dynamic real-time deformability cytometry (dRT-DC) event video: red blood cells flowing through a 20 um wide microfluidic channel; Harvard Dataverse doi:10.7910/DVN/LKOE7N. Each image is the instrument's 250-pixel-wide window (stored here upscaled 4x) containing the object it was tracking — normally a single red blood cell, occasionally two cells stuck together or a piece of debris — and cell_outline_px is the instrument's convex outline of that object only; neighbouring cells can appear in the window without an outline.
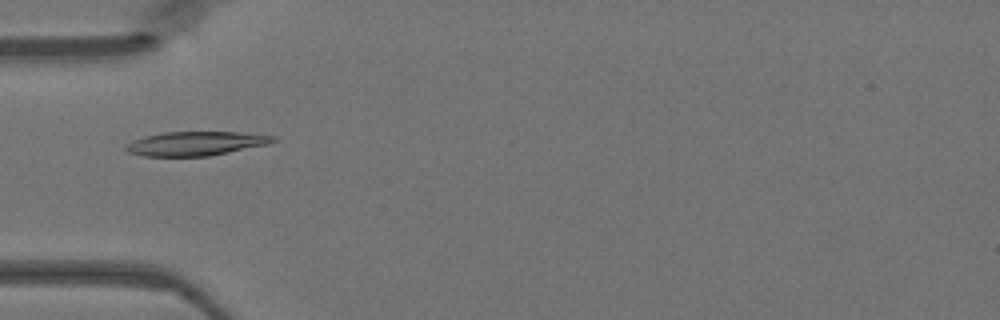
{"species": "Egyptian fruit bat (a non-hibernating species)", "species_latin": "Rousettus aegyptiacus", "temperature_condition": "warm", "stored_images_in_passage": 47, "camera_frame_rate_fps": 3000, "um_per_image_px": 0.085, "animal": {"sex": "female"}, "frame": {"image": 1, "passage_image": 15, "time_ms": 4.667, "image_size_px": [1000, 320], "cell_outline_px": [[280, 140], [268, 144], [208, 156], [144, 156], [128, 152], [124, 148], [124, 144], [132, 140], [144, 136], [164, 132], [240, 132], [276, 136]], "centroid_in_image_um": [16.63, 12.19], "position_along_channel_um": 68.4, "area_um2": 20.75}}
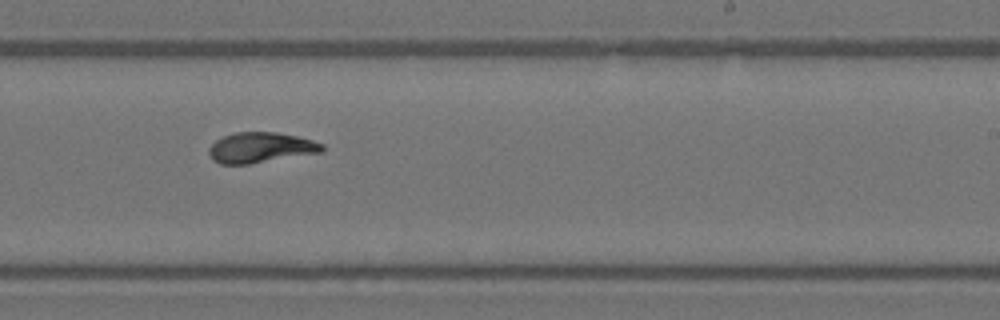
{"frame": {"image": 2, "passage_image": 29, "time_ms": 9.333, "image_size_px": [1000, 320], "cell_outline_px": [[324, 152], [248, 164], [220, 164], [212, 160], [208, 152], [208, 148], [216, 140], [224, 136], [236, 132], [276, 132], [296, 136], [312, 140], [324, 144]], "centroid_in_image_um": [22.16, 12.55], "position_along_channel_um": 266.8, "area_um2": 20.11}}
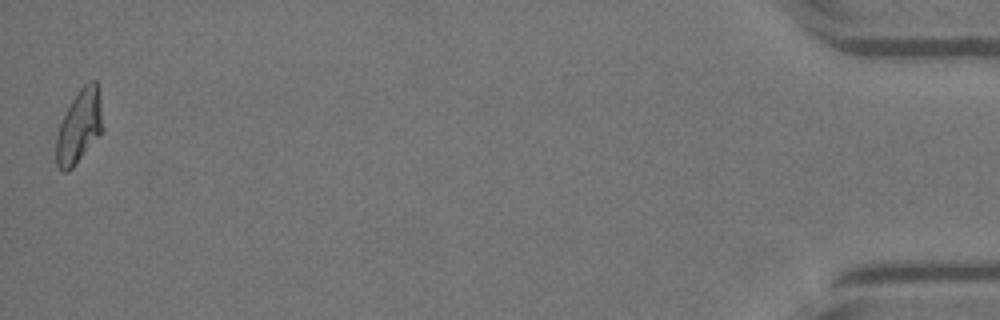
{"frame": {"image": 3, "passage_image": 47, "time_ms": 15.333, "image_size_px": [1000, 320], "cell_outline_px": [[104, 132], [72, 168], [68, 172], [64, 172], [56, 164], [56, 136], [60, 124], [72, 100], [80, 88], [88, 80], [96, 80], [100, 100], [104, 128]], "centroid_in_image_um": [6.76, 10.77], "position_along_channel_um": 428.4, "area_um2": 20.0}}